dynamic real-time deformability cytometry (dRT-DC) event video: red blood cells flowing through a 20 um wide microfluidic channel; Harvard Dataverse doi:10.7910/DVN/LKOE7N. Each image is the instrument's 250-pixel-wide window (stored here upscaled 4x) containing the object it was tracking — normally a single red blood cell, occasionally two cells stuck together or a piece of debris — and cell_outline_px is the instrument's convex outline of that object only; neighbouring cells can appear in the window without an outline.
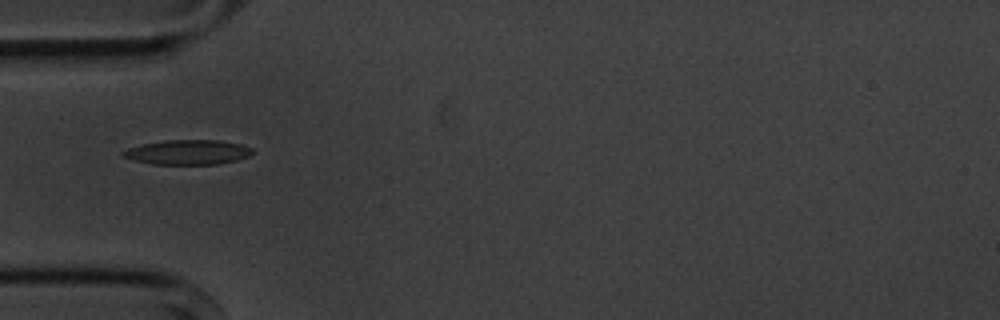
{"species": "common noctule bat (a hibernating species)", "species_latin": "Nyctalus noctula", "temperature_condition": "cold", "stored_images_in_passage": 3, "camera_frame_rate_fps": 3000, "um_per_image_px": 0.085, "animal": {"sex": "male", "body_mass_g": 20.1, "forearm_length_mm": 53.5}, "frame": {"image": 1, "passage_image": 3, "time_ms": 2.333, "image_size_px": [1000, 320], "cell_outline_px": [[252, 152], [248, 156], [236, 160], [216, 164], [152, 164], [132, 160], [120, 156], [120, 152], [128, 148], [144, 144], [164, 140], [220, 140], [240, 144], [252, 148]], "centroid_in_image_um": [15.91, 12.94], "position_along_channel_um": 69.1, "area_um2": 18.61}}